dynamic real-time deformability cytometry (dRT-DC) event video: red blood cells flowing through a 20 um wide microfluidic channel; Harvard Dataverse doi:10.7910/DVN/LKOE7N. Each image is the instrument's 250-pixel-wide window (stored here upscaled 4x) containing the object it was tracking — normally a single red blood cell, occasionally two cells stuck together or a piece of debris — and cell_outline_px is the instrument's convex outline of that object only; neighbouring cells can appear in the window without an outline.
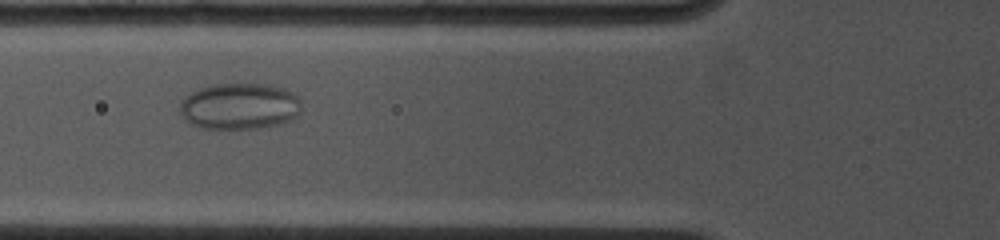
{"species": "common noctule bat (a hibernating species)", "species_latin": "Nyctalus noctula", "temperature_condition": "cold", "stored_images_in_passage": 32, "camera_frame_rate_fps": 4500, "um_per_image_px": 0.085, "animal": {"sex": "female", "body_mass_g": 19.0, "forearm_length_mm": 53.3}, "frame": {"image": 1, "passage_image": 11, "time_ms": 3.778, "image_size_px": [1000, 240], "cell_outline_px": [[300, 112], [296, 116], [280, 124], [260, 128], [200, 128], [192, 124], [180, 112], [180, 104], [192, 92], [200, 88], [212, 84], [264, 84], [288, 88], [300, 100]], "centroid_in_image_um": [20.4, 9.02], "position_along_channel_um": 105.4, "area_um2": 32.6}}
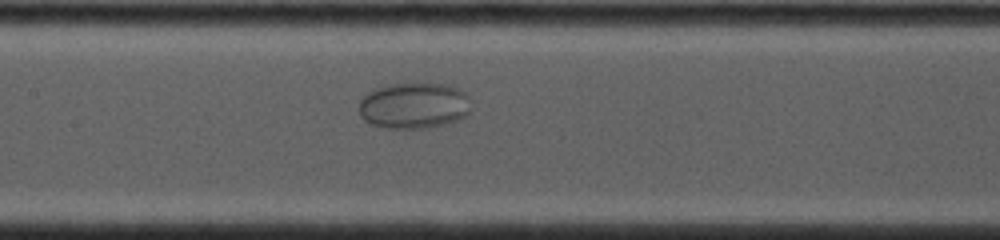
{"frame": {"image": 2, "passage_image": 16, "time_ms": 5.556, "image_size_px": [1000, 240], "cell_outline_px": [[468, 112], [464, 116], [456, 120], [444, 124], [428, 128], [384, 128], [372, 124], [364, 120], [360, 116], [360, 100], [364, 96], [376, 88], [388, 84], [440, 84], [456, 88], [464, 92], [468, 96]], "centroid_in_image_um": [35.14, 8.99], "position_along_channel_um": 172.3, "area_um2": 29.65}}
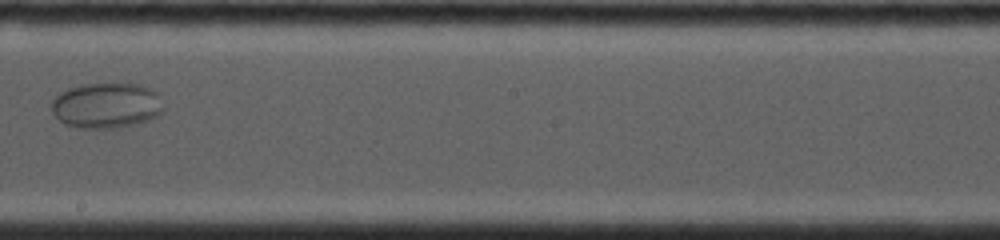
{"frame": {"image": 3, "passage_image": 21, "time_ms": 7.333, "image_size_px": [1000, 240], "cell_outline_px": [[160, 112], [156, 116], [148, 120], [132, 124], [112, 128], [80, 128], [64, 124], [52, 112], [52, 100], [60, 92], [68, 88], [80, 84], [140, 84], [156, 92], [160, 108]], "centroid_in_image_um": [8.96, 8.96], "position_along_channel_um": 239.2, "area_um2": 29.13}}